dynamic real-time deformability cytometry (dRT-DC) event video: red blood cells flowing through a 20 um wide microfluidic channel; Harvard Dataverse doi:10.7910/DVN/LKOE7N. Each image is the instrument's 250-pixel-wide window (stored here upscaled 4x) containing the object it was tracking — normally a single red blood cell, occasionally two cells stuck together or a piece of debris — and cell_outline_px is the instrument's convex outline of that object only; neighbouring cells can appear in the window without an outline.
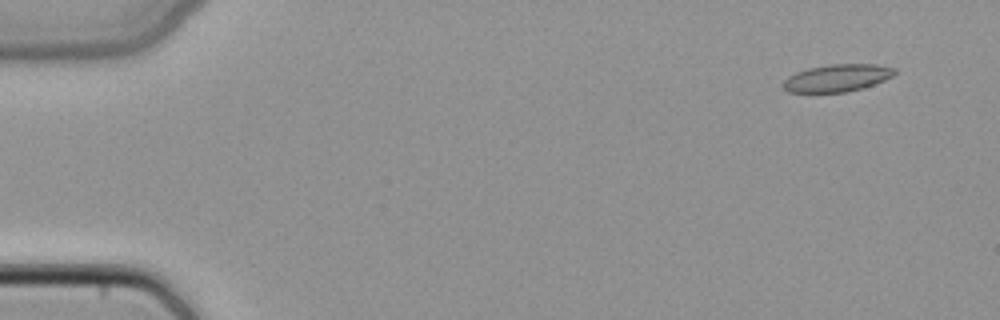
{"species": "common noctule bat (a hibernating species)", "species_latin": "Nyctalus noctula", "temperature_condition": "cold", "stored_images_in_passage": 49, "camera_frame_rate_fps": 3000, "um_per_image_px": 0.085, "animal": {"sex": "female", "body_mass_g": 22.7, "forearm_length_mm": 54.2}, "frame": {"image": 1, "passage_image": 4, "time_ms": 1.0, "image_size_px": [1000, 320], "cell_outline_px": [[896, 72], [892, 76], [884, 80], [860, 88], [844, 92], [788, 92], [784, 88], [784, 80], [788, 76], [796, 72], [808, 68], [828, 64], [876, 64], [896, 68]], "centroid_in_image_um": [71.15, 6.61], "position_along_channel_um": 13.8, "area_um2": 17.57}}
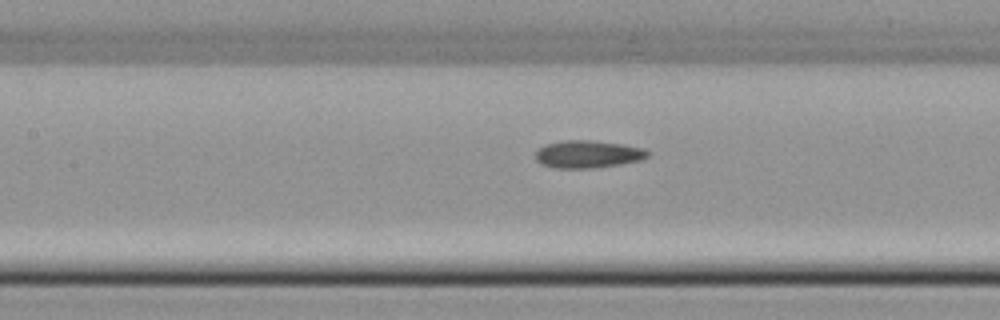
{"frame": {"image": 2, "passage_image": 23, "time_ms": 7.333, "image_size_px": [1000, 320], "cell_outline_px": [[648, 156], [640, 160], [620, 164], [592, 168], [552, 168], [540, 164], [536, 160], [536, 152], [544, 144], [564, 140], [592, 140], [624, 144], [644, 148], [648, 152]], "centroid_in_image_um": [49.94, 13.1], "position_along_channel_um": 157.5, "area_um2": 18.09}}
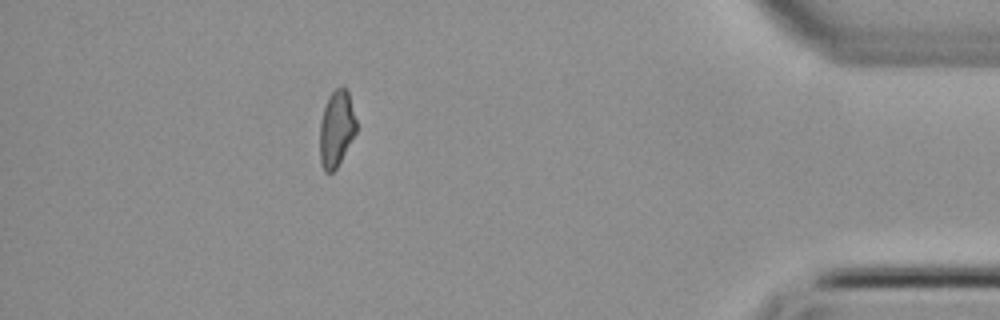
{"frame": {"image": 3, "passage_image": 44, "time_ms": 14.333, "image_size_px": [1000, 320], "cell_outline_px": [[356, 132], [336, 168], [332, 172], [324, 172], [320, 164], [320, 120], [328, 96], [336, 88], [348, 88], [356, 120]], "centroid_in_image_um": [28.59, 10.92], "position_along_channel_um": 406.6, "area_um2": 16.18}}